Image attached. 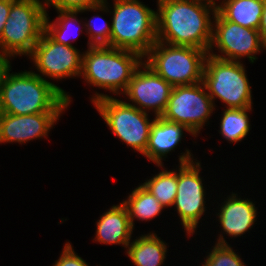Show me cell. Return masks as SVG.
I'll use <instances>...</instances> for the list:
<instances>
[{
  "mask_svg": "<svg viewBox=\"0 0 266 266\" xmlns=\"http://www.w3.org/2000/svg\"><path fill=\"white\" fill-rule=\"evenodd\" d=\"M157 5V41L209 52L216 6L200 0H158Z\"/></svg>",
  "mask_w": 266,
  "mask_h": 266,
  "instance_id": "6da1fadb",
  "label": "cell"
},
{
  "mask_svg": "<svg viewBox=\"0 0 266 266\" xmlns=\"http://www.w3.org/2000/svg\"><path fill=\"white\" fill-rule=\"evenodd\" d=\"M71 101L67 92L34 71L9 72L0 93V113L30 115L63 112Z\"/></svg>",
  "mask_w": 266,
  "mask_h": 266,
  "instance_id": "7a4b0ae2",
  "label": "cell"
},
{
  "mask_svg": "<svg viewBox=\"0 0 266 266\" xmlns=\"http://www.w3.org/2000/svg\"><path fill=\"white\" fill-rule=\"evenodd\" d=\"M109 47L145 57L157 41L156 11L139 0H114Z\"/></svg>",
  "mask_w": 266,
  "mask_h": 266,
  "instance_id": "3957f363",
  "label": "cell"
},
{
  "mask_svg": "<svg viewBox=\"0 0 266 266\" xmlns=\"http://www.w3.org/2000/svg\"><path fill=\"white\" fill-rule=\"evenodd\" d=\"M140 54L108 46H91L82 55L81 76L93 87L120 95L137 68L144 62ZM121 89V90H120Z\"/></svg>",
  "mask_w": 266,
  "mask_h": 266,
  "instance_id": "277c9868",
  "label": "cell"
},
{
  "mask_svg": "<svg viewBox=\"0 0 266 266\" xmlns=\"http://www.w3.org/2000/svg\"><path fill=\"white\" fill-rule=\"evenodd\" d=\"M207 55V51L196 47L156 41L144 62L173 87L193 85L203 82Z\"/></svg>",
  "mask_w": 266,
  "mask_h": 266,
  "instance_id": "5b68a950",
  "label": "cell"
},
{
  "mask_svg": "<svg viewBox=\"0 0 266 266\" xmlns=\"http://www.w3.org/2000/svg\"><path fill=\"white\" fill-rule=\"evenodd\" d=\"M46 11L40 0H15L0 37V52L30 55L44 32Z\"/></svg>",
  "mask_w": 266,
  "mask_h": 266,
  "instance_id": "8992f818",
  "label": "cell"
},
{
  "mask_svg": "<svg viewBox=\"0 0 266 266\" xmlns=\"http://www.w3.org/2000/svg\"><path fill=\"white\" fill-rule=\"evenodd\" d=\"M91 102L115 136L139 153H145L154 122L147 112L103 93L96 92Z\"/></svg>",
  "mask_w": 266,
  "mask_h": 266,
  "instance_id": "52a82bcc",
  "label": "cell"
},
{
  "mask_svg": "<svg viewBox=\"0 0 266 266\" xmlns=\"http://www.w3.org/2000/svg\"><path fill=\"white\" fill-rule=\"evenodd\" d=\"M245 65L240 61H228L207 55L203 83L211 97L218 98L227 108L252 107L251 87Z\"/></svg>",
  "mask_w": 266,
  "mask_h": 266,
  "instance_id": "ba28073f",
  "label": "cell"
},
{
  "mask_svg": "<svg viewBox=\"0 0 266 266\" xmlns=\"http://www.w3.org/2000/svg\"><path fill=\"white\" fill-rule=\"evenodd\" d=\"M192 153L186 149L179 156L177 195L172 206H175L181 225L187 235H193L204 212L205 189L200 177V162L193 161Z\"/></svg>",
  "mask_w": 266,
  "mask_h": 266,
  "instance_id": "9c48e42d",
  "label": "cell"
},
{
  "mask_svg": "<svg viewBox=\"0 0 266 266\" xmlns=\"http://www.w3.org/2000/svg\"><path fill=\"white\" fill-rule=\"evenodd\" d=\"M214 109L215 105L204 83L199 82L193 85L174 86L161 117L185 125L196 137Z\"/></svg>",
  "mask_w": 266,
  "mask_h": 266,
  "instance_id": "30bf717a",
  "label": "cell"
},
{
  "mask_svg": "<svg viewBox=\"0 0 266 266\" xmlns=\"http://www.w3.org/2000/svg\"><path fill=\"white\" fill-rule=\"evenodd\" d=\"M213 21L209 55L228 61H240L245 56L249 58L250 63H254L257 59L255 54L260 53L262 48L263 50L266 49V44L262 40L259 30L246 28L228 21L217 10ZM214 47H217L223 56L211 52Z\"/></svg>",
  "mask_w": 266,
  "mask_h": 266,
  "instance_id": "8fae6325",
  "label": "cell"
},
{
  "mask_svg": "<svg viewBox=\"0 0 266 266\" xmlns=\"http://www.w3.org/2000/svg\"><path fill=\"white\" fill-rule=\"evenodd\" d=\"M82 55L75 46L55 42L43 32L29 58L41 73L36 75L62 80L66 77H81Z\"/></svg>",
  "mask_w": 266,
  "mask_h": 266,
  "instance_id": "7c38bea8",
  "label": "cell"
},
{
  "mask_svg": "<svg viewBox=\"0 0 266 266\" xmlns=\"http://www.w3.org/2000/svg\"><path fill=\"white\" fill-rule=\"evenodd\" d=\"M172 89L171 84L143 62L133 74L123 94L132 101V104H128L144 112L152 110L154 116L158 117L164 113Z\"/></svg>",
  "mask_w": 266,
  "mask_h": 266,
  "instance_id": "4fadbf2b",
  "label": "cell"
},
{
  "mask_svg": "<svg viewBox=\"0 0 266 266\" xmlns=\"http://www.w3.org/2000/svg\"><path fill=\"white\" fill-rule=\"evenodd\" d=\"M62 112H45L30 115L0 113V144L26 143L47 137Z\"/></svg>",
  "mask_w": 266,
  "mask_h": 266,
  "instance_id": "5bb4252c",
  "label": "cell"
},
{
  "mask_svg": "<svg viewBox=\"0 0 266 266\" xmlns=\"http://www.w3.org/2000/svg\"><path fill=\"white\" fill-rule=\"evenodd\" d=\"M183 131L195 136L185 125L155 117L151 125L148 145L143 154L156 166L163 167L162 159L181 143Z\"/></svg>",
  "mask_w": 266,
  "mask_h": 266,
  "instance_id": "9a60e30c",
  "label": "cell"
},
{
  "mask_svg": "<svg viewBox=\"0 0 266 266\" xmlns=\"http://www.w3.org/2000/svg\"><path fill=\"white\" fill-rule=\"evenodd\" d=\"M237 196V193H232L227 197L217 214L223 232L230 237L244 235L254 225L257 217L255 204L250 199Z\"/></svg>",
  "mask_w": 266,
  "mask_h": 266,
  "instance_id": "2e32d148",
  "label": "cell"
},
{
  "mask_svg": "<svg viewBox=\"0 0 266 266\" xmlns=\"http://www.w3.org/2000/svg\"><path fill=\"white\" fill-rule=\"evenodd\" d=\"M96 224L95 241L102 244H121L125 248L131 243L134 228L122 203L113 205L104 212Z\"/></svg>",
  "mask_w": 266,
  "mask_h": 266,
  "instance_id": "e0dca14e",
  "label": "cell"
},
{
  "mask_svg": "<svg viewBox=\"0 0 266 266\" xmlns=\"http://www.w3.org/2000/svg\"><path fill=\"white\" fill-rule=\"evenodd\" d=\"M155 233L139 236L127 246V255L136 266H161L165 261L167 243Z\"/></svg>",
  "mask_w": 266,
  "mask_h": 266,
  "instance_id": "ac0fdd59",
  "label": "cell"
},
{
  "mask_svg": "<svg viewBox=\"0 0 266 266\" xmlns=\"http://www.w3.org/2000/svg\"><path fill=\"white\" fill-rule=\"evenodd\" d=\"M264 0H223L216 10L228 21L259 29Z\"/></svg>",
  "mask_w": 266,
  "mask_h": 266,
  "instance_id": "d6986e66",
  "label": "cell"
},
{
  "mask_svg": "<svg viewBox=\"0 0 266 266\" xmlns=\"http://www.w3.org/2000/svg\"><path fill=\"white\" fill-rule=\"evenodd\" d=\"M127 209L130 223L134 228V220L150 221L164 210L158 199L142 184L136 187L128 198L121 202Z\"/></svg>",
  "mask_w": 266,
  "mask_h": 266,
  "instance_id": "ffe728a7",
  "label": "cell"
},
{
  "mask_svg": "<svg viewBox=\"0 0 266 266\" xmlns=\"http://www.w3.org/2000/svg\"><path fill=\"white\" fill-rule=\"evenodd\" d=\"M250 110L252 107L226 108L223 111L219 132L224 139L237 143L248 135L251 129L248 117Z\"/></svg>",
  "mask_w": 266,
  "mask_h": 266,
  "instance_id": "44dd1931",
  "label": "cell"
},
{
  "mask_svg": "<svg viewBox=\"0 0 266 266\" xmlns=\"http://www.w3.org/2000/svg\"><path fill=\"white\" fill-rule=\"evenodd\" d=\"M178 172L162 170L142 185L154 195L165 208L171 207L177 195Z\"/></svg>",
  "mask_w": 266,
  "mask_h": 266,
  "instance_id": "7402d4cb",
  "label": "cell"
},
{
  "mask_svg": "<svg viewBox=\"0 0 266 266\" xmlns=\"http://www.w3.org/2000/svg\"><path fill=\"white\" fill-rule=\"evenodd\" d=\"M78 13L79 11L58 10L59 15L56 21H53L52 23L51 21H49L48 13H46L44 20V32L55 42L73 46L69 41L70 38L67 37V32L70 31L73 24L74 26L76 23L79 24L80 21H78V19L76 18Z\"/></svg>",
  "mask_w": 266,
  "mask_h": 266,
  "instance_id": "603a6c76",
  "label": "cell"
},
{
  "mask_svg": "<svg viewBox=\"0 0 266 266\" xmlns=\"http://www.w3.org/2000/svg\"><path fill=\"white\" fill-rule=\"evenodd\" d=\"M204 261L202 266H246L240 256L229 246L222 234L219 235L212 251L209 252Z\"/></svg>",
  "mask_w": 266,
  "mask_h": 266,
  "instance_id": "cb8c5ba5",
  "label": "cell"
},
{
  "mask_svg": "<svg viewBox=\"0 0 266 266\" xmlns=\"http://www.w3.org/2000/svg\"><path fill=\"white\" fill-rule=\"evenodd\" d=\"M44 2V8L46 10V6L52 5L57 11H79L85 12V11H103V12H109L108 9V2L107 0H42Z\"/></svg>",
  "mask_w": 266,
  "mask_h": 266,
  "instance_id": "d4e9b609",
  "label": "cell"
},
{
  "mask_svg": "<svg viewBox=\"0 0 266 266\" xmlns=\"http://www.w3.org/2000/svg\"><path fill=\"white\" fill-rule=\"evenodd\" d=\"M100 18L103 20V22H101L100 25L97 26L94 20H98ZM87 22L88 23L85 22V25L83 26L86 28L85 32L89 37L88 48L91 46L109 47V41L111 36V25H109L100 15H94Z\"/></svg>",
  "mask_w": 266,
  "mask_h": 266,
  "instance_id": "484cf974",
  "label": "cell"
},
{
  "mask_svg": "<svg viewBox=\"0 0 266 266\" xmlns=\"http://www.w3.org/2000/svg\"><path fill=\"white\" fill-rule=\"evenodd\" d=\"M53 266H89L74 249L70 242L65 243L63 251Z\"/></svg>",
  "mask_w": 266,
  "mask_h": 266,
  "instance_id": "4316f807",
  "label": "cell"
},
{
  "mask_svg": "<svg viewBox=\"0 0 266 266\" xmlns=\"http://www.w3.org/2000/svg\"><path fill=\"white\" fill-rule=\"evenodd\" d=\"M10 57L12 56L0 52V93L6 76L11 71Z\"/></svg>",
  "mask_w": 266,
  "mask_h": 266,
  "instance_id": "83f0119b",
  "label": "cell"
},
{
  "mask_svg": "<svg viewBox=\"0 0 266 266\" xmlns=\"http://www.w3.org/2000/svg\"><path fill=\"white\" fill-rule=\"evenodd\" d=\"M14 1L15 0H0V37H1L3 29H4V24L6 23L8 17H9L11 4Z\"/></svg>",
  "mask_w": 266,
  "mask_h": 266,
  "instance_id": "f1b7e54d",
  "label": "cell"
},
{
  "mask_svg": "<svg viewBox=\"0 0 266 266\" xmlns=\"http://www.w3.org/2000/svg\"><path fill=\"white\" fill-rule=\"evenodd\" d=\"M258 30H259L262 40L266 44V0H264L263 2L262 17H261V22H260V26Z\"/></svg>",
  "mask_w": 266,
  "mask_h": 266,
  "instance_id": "f546056e",
  "label": "cell"
},
{
  "mask_svg": "<svg viewBox=\"0 0 266 266\" xmlns=\"http://www.w3.org/2000/svg\"><path fill=\"white\" fill-rule=\"evenodd\" d=\"M200 1L207 2V3H209V4H211V5H214V6L217 7V4H216L215 0H200Z\"/></svg>",
  "mask_w": 266,
  "mask_h": 266,
  "instance_id": "4dcf8cb0",
  "label": "cell"
}]
</instances>
